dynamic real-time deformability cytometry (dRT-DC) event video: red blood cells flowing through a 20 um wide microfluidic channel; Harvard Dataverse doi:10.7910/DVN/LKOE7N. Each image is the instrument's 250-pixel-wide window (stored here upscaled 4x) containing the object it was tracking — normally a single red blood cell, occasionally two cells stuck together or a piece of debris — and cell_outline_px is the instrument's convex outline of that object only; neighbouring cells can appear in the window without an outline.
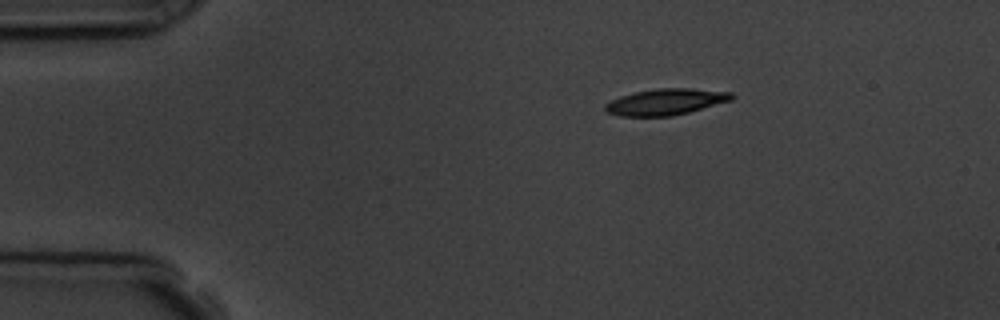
{"species": "common noctule bat (a hibernating species)", "species_latin": "Nyctalus noctula", "temperature_condition": "room temperature", "stored_images_in_passage": 4, "camera_frame_rate_fps": 3000, "um_per_image_px": 0.085, "animal": {"sex": "male", "body_mass_g": 19.5, "forearm_length_mm": 54.6}, "frame": {"image": 1, "passage_image": 1, "time_ms": 0.0, "image_size_px": [1000, 320], "cell_outline_px": [[736, 96], [732, 100], [688, 112], [672, 116], [620, 116], [608, 112], [604, 108], [604, 104], [620, 96], [636, 92], [656, 88], [692, 88], [732, 92]], "centroid_in_image_um": [56.61, 8.65], "position_along_channel_um": 28.4, "area_um2": 19.31}}
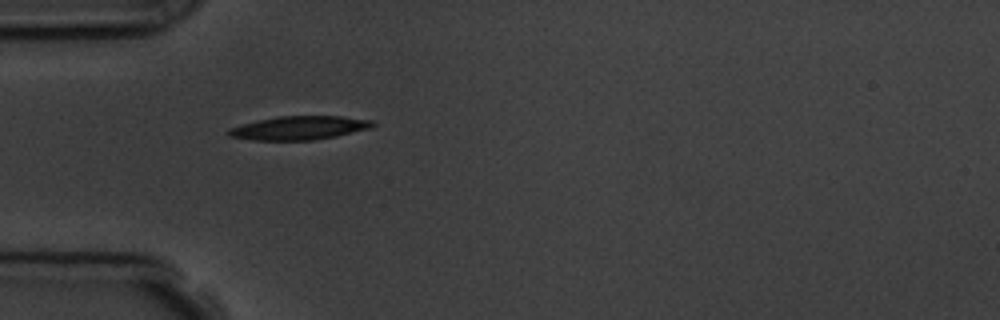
{"frame": {"image": 2, "passage_image": 3, "time_ms": 2.333, "image_size_px": [1000, 320], "cell_outline_px": [[376, 124], [372, 128], [336, 136], [312, 140], [252, 140], [228, 136], [228, 128], [276, 116], [340, 116], [372, 120]], "centroid_in_image_um": [25.46, 10.87], "position_along_channel_um": 59.5, "area_um2": 19.77}}